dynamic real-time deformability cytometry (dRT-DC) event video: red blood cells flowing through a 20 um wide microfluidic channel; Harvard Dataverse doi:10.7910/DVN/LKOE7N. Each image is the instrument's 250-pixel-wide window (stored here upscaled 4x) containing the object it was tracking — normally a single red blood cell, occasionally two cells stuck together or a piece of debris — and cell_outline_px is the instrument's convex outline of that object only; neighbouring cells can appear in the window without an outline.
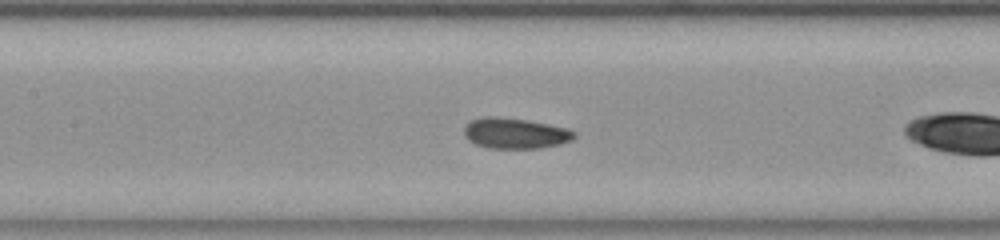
{"species": "common noctule bat (a hibernating species)", "species_latin": "Nyctalus noctula", "temperature_condition": "room temperature", "stored_images_in_passage": 29, "camera_frame_rate_fps": 3000, "um_per_image_px": 0.085, "animal": {"sex": "female", "body_mass_g": 23.0, "forearm_length_mm": 53.4}, "frame": {"image": 1, "passage_image": 10, "time_ms": 3.0, "image_size_px": [1000, 240], "cell_outline_px": [[576, 136], [572, 140], [560, 144], [540, 148], [488, 148], [476, 144], [468, 140], [464, 136], [464, 124], [468, 120], [484, 116], [496, 116], [528, 120], [568, 128], [576, 132]], "centroid_in_image_um": [43.76, 11.31], "position_along_channel_um": 163.6, "area_um2": 20.0}}
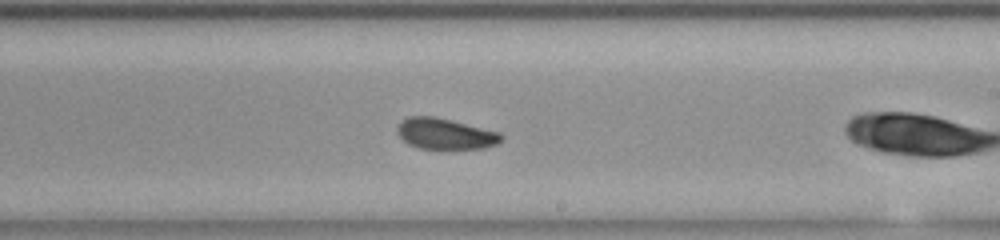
{"frame": {"image": 2, "passage_image": 17, "time_ms": 5.333, "image_size_px": [1000, 240], "cell_outline_px": [[504, 136], [496, 144], [484, 148], [444, 152], [420, 148], [408, 144], [396, 132], [396, 128], [400, 120], [408, 116], [436, 116], [500, 132]], "centroid_in_image_um": [37.83, 11.41], "position_along_channel_um": 251.2, "area_um2": 19.65}}
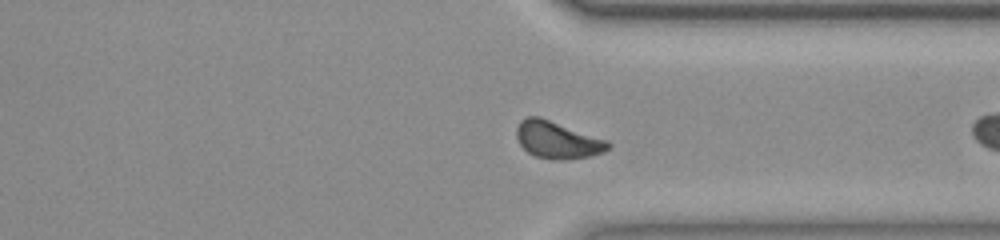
{"frame": {"image": 3, "passage_image": 26, "time_ms": 8.333, "image_size_px": [1000, 240], "cell_outline_px": [[612, 144], [604, 152], [592, 156], [564, 160], [552, 160], [536, 156], [528, 152], [520, 144], [516, 136], [516, 128], [520, 120], [528, 116], [540, 116], [608, 140]], "centroid_in_image_um": [47.39, 11.89], "position_along_channel_um": 364.0, "area_um2": 20.06}}